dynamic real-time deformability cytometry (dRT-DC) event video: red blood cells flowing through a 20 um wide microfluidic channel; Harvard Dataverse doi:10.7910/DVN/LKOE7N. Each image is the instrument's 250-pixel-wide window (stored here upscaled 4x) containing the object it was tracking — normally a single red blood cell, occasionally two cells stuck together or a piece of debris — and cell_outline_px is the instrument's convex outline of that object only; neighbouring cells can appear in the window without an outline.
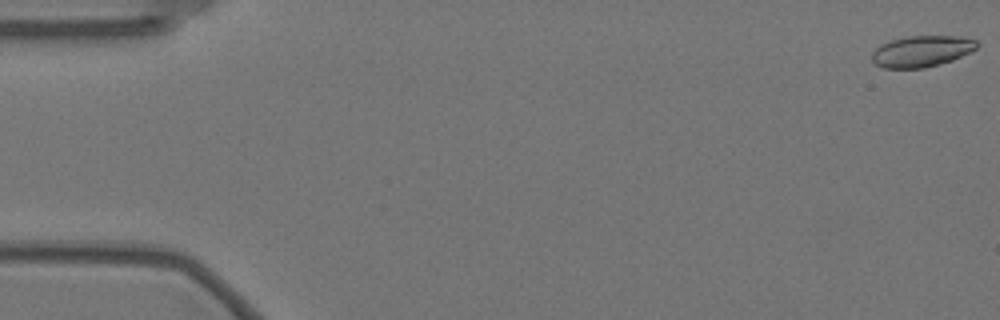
{"species": "Egyptian fruit bat (a non-hibernating species)", "species_latin": "Rousettus aegyptiacus", "temperature_condition": "warm", "stored_images_in_passage": 58, "camera_frame_rate_fps": 3000, "um_per_image_px": 0.085, "animal": {"sex": "female"}, "frame": {"image": 1, "passage_image": 1, "time_ms": 0.0, "image_size_px": [1000, 320], "cell_outline_px": [[980, 44], [976, 48], [952, 60], [924, 68], [884, 68], [876, 64], [872, 60], [872, 52], [880, 44], [892, 40], [908, 36], [960, 36], [976, 40]], "centroid_in_image_um": [78.33, 4.35], "position_along_channel_um": 6.7, "area_um2": 18.96}}
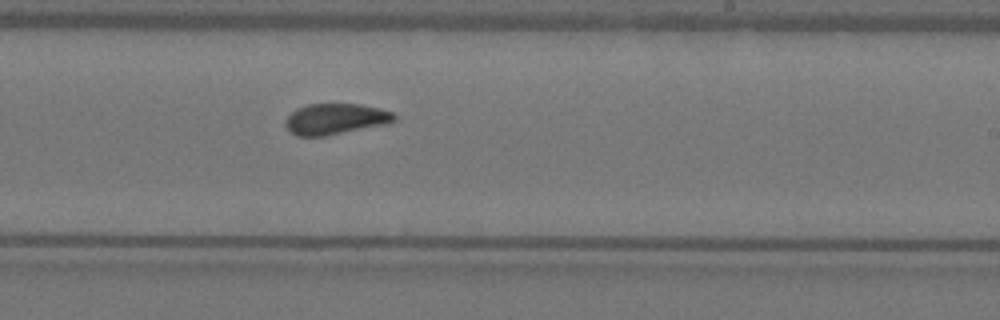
{"frame": {"image": 2, "passage_image": 35, "time_ms": 11.333, "image_size_px": [1000, 320], "cell_outline_px": [[396, 120], [384, 124], [324, 136], [296, 136], [284, 124], [284, 120], [296, 108], [308, 104], [360, 104], [380, 108], [392, 112], [396, 116]], "centroid_in_image_um": [28.49, 10.1], "position_along_channel_um": 260.5, "area_um2": 19.42}}
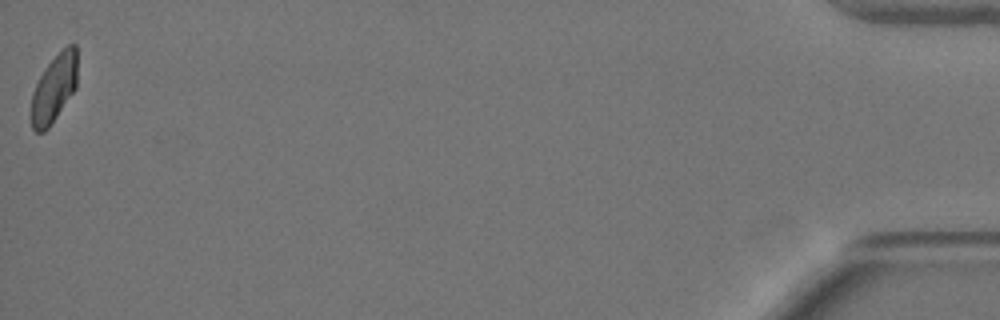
{"frame": {"image": 3, "passage_image": 58, "time_ms": 19.0, "image_size_px": [1000, 320], "cell_outline_px": [[76, 88], [48, 128], [44, 132], [36, 132], [32, 128], [32, 92], [44, 68], [68, 44], [76, 44]], "centroid_in_image_um": [4.59, 7.51], "position_along_channel_um": 430.6, "area_um2": 17.8}, "authors_computed_cell_mechanics": {"area_um2": 19.7676, "velocity_mm_per_s": 3.5155, "shape_relaxation_time_tau1_ms": null, "shape_relaxation_time_tau2_ms": 1.7393, "deformation_change_tau1": null, "deformation_change_tau2": 0.0762}}